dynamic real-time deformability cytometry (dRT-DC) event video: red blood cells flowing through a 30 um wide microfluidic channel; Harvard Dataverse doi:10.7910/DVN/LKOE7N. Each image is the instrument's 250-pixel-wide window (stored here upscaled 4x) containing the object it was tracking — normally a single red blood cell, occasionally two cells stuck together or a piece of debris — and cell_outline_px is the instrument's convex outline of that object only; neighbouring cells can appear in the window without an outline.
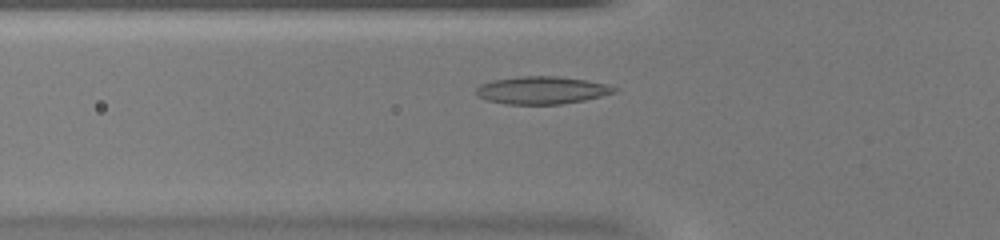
{"species": "common noctule bat (a hibernating species)", "species_latin": "Nyctalus noctula", "temperature_condition": "warm", "stored_images_in_passage": 37, "camera_frame_rate_fps": 3000, "um_per_image_px": 0.085, "animal": {"sex": "female", "body_mass_g": 20.0, "forearm_length_mm": 54.0}, "frame": {"image": 1, "passage_image": 7, "time_ms": 2.0, "image_size_px": [1000, 240], "cell_outline_px": [[620, 88], [616, 92], [584, 100], [560, 104], [508, 104], [488, 100], [476, 96], [476, 88], [480, 84], [492, 80], [520, 76], [560, 76], [608, 84]], "centroid_in_image_um": [46.06, 7.66], "position_along_channel_um": 79.7, "area_um2": 22.25}}
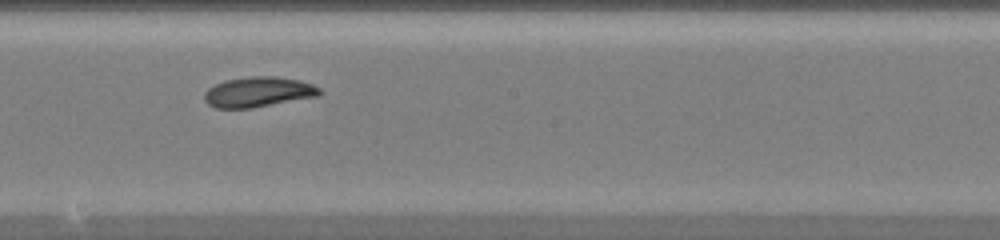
{"frame": {"image": 2, "passage_image": 17, "time_ms": 5.333, "image_size_px": [1000, 240], "cell_outline_px": [[324, 92], [320, 96], [252, 108], [216, 108], [208, 104], [204, 100], [204, 92], [208, 88], [216, 84], [228, 80], [252, 76], [272, 76], [300, 80], [312, 84], [320, 88]], "centroid_in_image_um": [21.99, 7.83], "position_along_channel_um": 226.2, "area_um2": 20.35}}
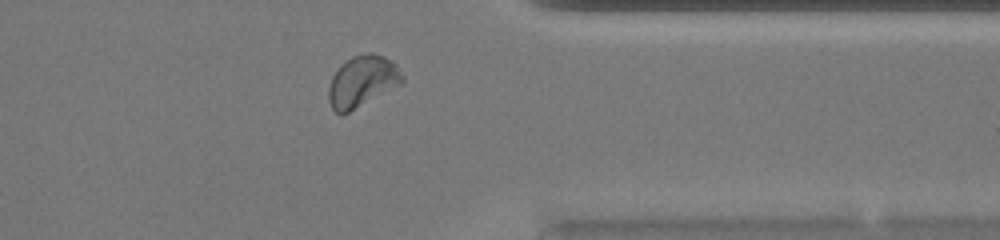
{"frame": {"image": 3, "passage_image": 28, "time_ms": 9.0, "image_size_px": [1000, 240], "cell_outline_px": [[404, 80], [400, 84], [348, 112], [340, 116], [332, 108], [328, 100], [328, 88], [332, 76], [352, 56], [364, 52], [372, 52], [384, 56], [392, 60], [396, 64], [404, 76]], "centroid_in_image_um": [30.8, 6.9], "position_along_channel_um": 380.6, "area_um2": 21.79}}